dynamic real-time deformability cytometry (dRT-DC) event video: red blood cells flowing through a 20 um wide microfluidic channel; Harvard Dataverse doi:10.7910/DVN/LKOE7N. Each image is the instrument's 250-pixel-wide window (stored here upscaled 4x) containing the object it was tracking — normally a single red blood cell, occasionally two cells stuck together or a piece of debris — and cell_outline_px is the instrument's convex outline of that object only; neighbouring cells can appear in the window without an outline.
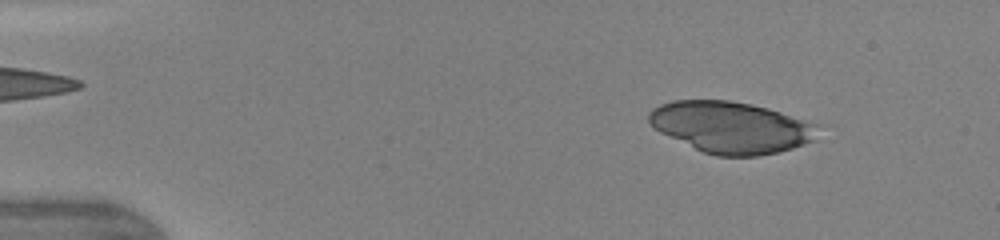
{"species": "human", "species_latin": "Homo sapiens", "temperature_condition": "warm", "stored_images_in_passage": 48, "camera_frame_rate_fps": 3000, "um_per_image_px": 0.085, "donor": {"sex": "female"}, "frame": {"image": 1, "passage_image": 6, "time_ms": 1.333, "image_size_px": [1000, 240], "cell_outline_px": [[820, 124], [816, 140], [780, 152], [756, 156], [716, 156], [704, 152], [660, 132], [648, 120], [648, 112], [652, 108], [660, 104], [672, 100], [728, 100], [752, 104], [768, 108]], "centroid_in_image_um": [62.18, 10.81], "position_along_channel_um": 22.8, "area_um2": 50.86}}